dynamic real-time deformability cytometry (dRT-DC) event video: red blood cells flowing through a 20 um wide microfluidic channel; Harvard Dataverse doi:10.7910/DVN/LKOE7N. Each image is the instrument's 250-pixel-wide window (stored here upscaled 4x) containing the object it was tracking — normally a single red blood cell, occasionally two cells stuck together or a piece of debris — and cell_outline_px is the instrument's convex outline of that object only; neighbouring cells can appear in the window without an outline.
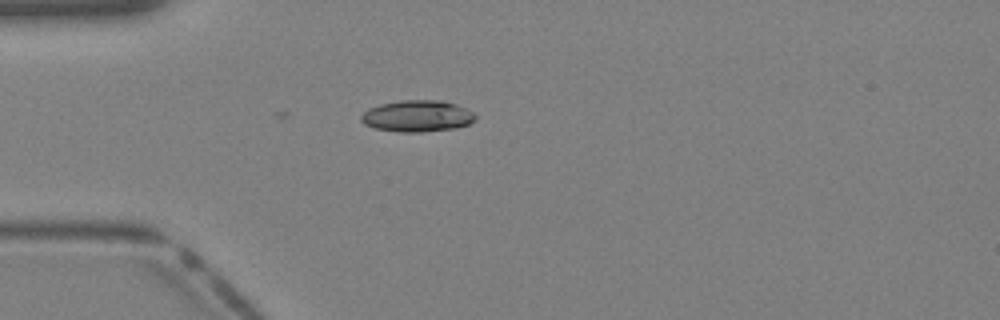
{"species": "Egyptian fruit bat (a non-hibernating species)", "species_latin": "Rousettus aegyptiacus", "temperature_condition": "warm", "stored_images_in_passage": 3, "camera_frame_rate_fps": 3000, "um_per_image_px": 0.085, "animal": {"sex": "female"}, "frame": {"image": 1, "passage_image": 3, "time_ms": 0.667, "image_size_px": [1000, 320], "cell_outline_px": [[476, 120], [468, 124], [456, 128], [420, 132], [400, 132], [376, 128], [364, 124], [360, 120], [360, 116], [368, 108], [380, 104], [404, 100], [444, 100], [456, 104], [472, 112], [476, 116]], "centroid_in_image_um": [35.47, 9.86], "position_along_channel_um": 49.5, "area_um2": 20.98}}